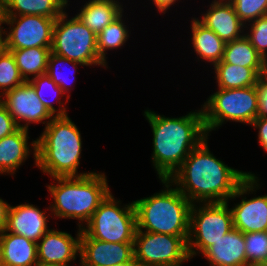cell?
I'll list each match as a JSON object with an SVG mask.
<instances>
[{
	"mask_svg": "<svg viewBox=\"0 0 267 266\" xmlns=\"http://www.w3.org/2000/svg\"><path fill=\"white\" fill-rule=\"evenodd\" d=\"M222 61L232 65L252 68L258 75L266 72V61L250 44L245 35L242 38L226 43Z\"/></svg>",
	"mask_w": 267,
	"mask_h": 266,
	"instance_id": "cell-24",
	"label": "cell"
},
{
	"mask_svg": "<svg viewBox=\"0 0 267 266\" xmlns=\"http://www.w3.org/2000/svg\"><path fill=\"white\" fill-rule=\"evenodd\" d=\"M188 236L136 231L134 259L141 266H182L191 261Z\"/></svg>",
	"mask_w": 267,
	"mask_h": 266,
	"instance_id": "cell-10",
	"label": "cell"
},
{
	"mask_svg": "<svg viewBox=\"0 0 267 266\" xmlns=\"http://www.w3.org/2000/svg\"><path fill=\"white\" fill-rule=\"evenodd\" d=\"M4 16L16 17L22 15H38L57 19L70 0H3Z\"/></svg>",
	"mask_w": 267,
	"mask_h": 266,
	"instance_id": "cell-23",
	"label": "cell"
},
{
	"mask_svg": "<svg viewBox=\"0 0 267 266\" xmlns=\"http://www.w3.org/2000/svg\"><path fill=\"white\" fill-rule=\"evenodd\" d=\"M0 101L6 106L18 128L29 130L30 124L39 123L46 126L53 118L27 81L6 92Z\"/></svg>",
	"mask_w": 267,
	"mask_h": 266,
	"instance_id": "cell-13",
	"label": "cell"
},
{
	"mask_svg": "<svg viewBox=\"0 0 267 266\" xmlns=\"http://www.w3.org/2000/svg\"><path fill=\"white\" fill-rule=\"evenodd\" d=\"M247 266L267 265V231L245 233Z\"/></svg>",
	"mask_w": 267,
	"mask_h": 266,
	"instance_id": "cell-31",
	"label": "cell"
},
{
	"mask_svg": "<svg viewBox=\"0 0 267 266\" xmlns=\"http://www.w3.org/2000/svg\"><path fill=\"white\" fill-rule=\"evenodd\" d=\"M255 88L258 95L257 117L267 118V71L258 76Z\"/></svg>",
	"mask_w": 267,
	"mask_h": 266,
	"instance_id": "cell-34",
	"label": "cell"
},
{
	"mask_svg": "<svg viewBox=\"0 0 267 266\" xmlns=\"http://www.w3.org/2000/svg\"><path fill=\"white\" fill-rule=\"evenodd\" d=\"M27 82L34 88L39 100L53 117L69 115L67 111L68 108H66V103H69L68 101H70L69 98L46 73L34 77ZM64 97L66 101L63 100ZM53 101L57 103V108L53 106Z\"/></svg>",
	"mask_w": 267,
	"mask_h": 266,
	"instance_id": "cell-26",
	"label": "cell"
},
{
	"mask_svg": "<svg viewBox=\"0 0 267 266\" xmlns=\"http://www.w3.org/2000/svg\"><path fill=\"white\" fill-rule=\"evenodd\" d=\"M18 129L13 117L9 114L6 106L0 101V139L8 136Z\"/></svg>",
	"mask_w": 267,
	"mask_h": 266,
	"instance_id": "cell-35",
	"label": "cell"
},
{
	"mask_svg": "<svg viewBox=\"0 0 267 266\" xmlns=\"http://www.w3.org/2000/svg\"><path fill=\"white\" fill-rule=\"evenodd\" d=\"M245 31L250 44L267 61V15L246 24Z\"/></svg>",
	"mask_w": 267,
	"mask_h": 266,
	"instance_id": "cell-32",
	"label": "cell"
},
{
	"mask_svg": "<svg viewBox=\"0 0 267 266\" xmlns=\"http://www.w3.org/2000/svg\"><path fill=\"white\" fill-rule=\"evenodd\" d=\"M82 230L93 239L112 243H134L137 216L134 202L123 203L110 192Z\"/></svg>",
	"mask_w": 267,
	"mask_h": 266,
	"instance_id": "cell-7",
	"label": "cell"
},
{
	"mask_svg": "<svg viewBox=\"0 0 267 266\" xmlns=\"http://www.w3.org/2000/svg\"><path fill=\"white\" fill-rule=\"evenodd\" d=\"M229 201L194 203L190 211L188 251L190 258L207 248L233 229Z\"/></svg>",
	"mask_w": 267,
	"mask_h": 266,
	"instance_id": "cell-9",
	"label": "cell"
},
{
	"mask_svg": "<svg viewBox=\"0 0 267 266\" xmlns=\"http://www.w3.org/2000/svg\"><path fill=\"white\" fill-rule=\"evenodd\" d=\"M240 20L246 25L267 15V0H228Z\"/></svg>",
	"mask_w": 267,
	"mask_h": 266,
	"instance_id": "cell-33",
	"label": "cell"
},
{
	"mask_svg": "<svg viewBox=\"0 0 267 266\" xmlns=\"http://www.w3.org/2000/svg\"><path fill=\"white\" fill-rule=\"evenodd\" d=\"M82 142L81 132L69 115L53 117L44 126L39 138H36V167L50 178L83 176L96 172H78Z\"/></svg>",
	"mask_w": 267,
	"mask_h": 266,
	"instance_id": "cell-4",
	"label": "cell"
},
{
	"mask_svg": "<svg viewBox=\"0 0 267 266\" xmlns=\"http://www.w3.org/2000/svg\"><path fill=\"white\" fill-rule=\"evenodd\" d=\"M65 10L53 29L51 53L83 64L86 67L108 68L97 50V35L85 26L76 15L70 17ZM71 18V19H70Z\"/></svg>",
	"mask_w": 267,
	"mask_h": 266,
	"instance_id": "cell-8",
	"label": "cell"
},
{
	"mask_svg": "<svg viewBox=\"0 0 267 266\" xmlns=\"http://www.w3.org/2000/svg\"><path fill=\"white\" fill-rule=\"evenodd\" d=\"M83 4L75 15L96 35L125 12L120 0H88Z\"/></svg>",
	"mask_w": 267,
	"mask_h": 266,
	"instance_id": "cell-22",
	"label": "cell"
},
{
	"mask_svg": "<svg viewBox=\"0 0 267 266\" xmlns=\"http://www.w3.org/2000/svg\"><path fill=\"white\" fill-rule=\"evenodd\" d=\"M66 65H71L70 69L68 71H64L66 68ZM65 66V67H64ZM67 66V67H68ZM77 66L85 67L83 64L72 61L70 59H67L65 57L59 56L54 53H50L48 58V65H47V72L46 74L53 80V82L58 85L61 90L66 94L67 97L70 99V93L71 90L74 89L72 86V83L74 85L75 81V73L77 70ZM67 69V68H66ZM74 71V72H73ZM73 72V73H72ZM72 75H70V74Z\"/></svg>",
	"mask_w": 267,
	"mask_h": 266,
	"instance_id": "cell-29",
	"label": "cell"
},
{
	"mask_svg": "<svg viewBox=\"0 0 267 266\" xmlns=\"http://www.w3.org/2000/svg\"><path fill=\"white\" fill-rule=\"evenodd\" d=\"M258 175H248L228 200L235 201L241 198V201L234 203L230 210L233 228L244 234L267 231V193L255 195L263 185ZM251 194H254L253 197L248 199Z\"/></svg>",
	"mask_w": 267,
	"mask_h": 266,
	"instance_id": "cell-11",
	"label": "cell"
},
{
	"mask_svg": "<svg viewBox=\"0 0 267 266\" xmlns=\"http://www.w3.org/2000/svg\"><path fill=\"white\" fill-rule=\"evenodd\" d=\"M191 46L193 47L196 61L210 63V67L219 63L223 58L226 43L211 29L203 25L197 17H191Z\"/></svg>",
	"mask_w": 267,
	"mask_h": 266,
	"instance_id": "cell-21",
	"label": "cell"
},
{
	"mask_svg": "<svg viewBox=\"0 0 267 266\" xmlns=\"http://www.w3.org/2000/svg\"><path fill=\"white\" fill-rule=\"evenodd\" d=\"M26 81L21 76L11 51L4 49L0 52V98L8 91L24 84Z\"/></svg>",
	"mask_w": 267,
	"mask_h": 266,
	"instance_id": "cell-30",
	"label": "cell"
},
{
	"mask_svg": "<svg viewBox=\"0 0 267 266\" xmlns=\"http://www.w3.org/2000/svg\"><path fill=\"white\" fill-rule=\"evenodd\" d=\"M201 255L209 266H247L244 233L233 228Z\"/></svg>",
	"mask_w": 267,
	"mask_h": 266,
	"instance_id": "cell-19",
	"label": "cell"
},
{
	"mask_svg": "<svg viewBox=\"0 0 267 266\" xmlns=\"http://www.w3.org/2000/svg\"><path fill=\"white\" fill-rule=\"evenodd\" d=\"M114 266H141V265L135 259H133L132 261L116 264Z\"/></svg>",
	"mask_w": 267,
	"mask_h": 266,
	"instance_id": "cell-40",
	"label": "cell"
},
{
	"mask_svg": "<svg viewBox=\"0 0 267 266\" xmlns=\"http://www.w3.org/2000/svg\"><path fill=\"white\" fill-rule=\"evenodd\" d=\"M46 210H49L48 214ZM50 217L52 218L49 206L42 211L31 203H21L16 206L10 204L5 230L37 243L50 229L48 226Z\"/></svg>",
	"mask_w": 267,
	"mask_h": 266,
	"instance_id": "cell-16",
	"label": "cell"
},
{
	"mask_svg": "<svg viewBox=\"0 0 267 266\" xmlns=\"http://www.w3.org/2000/svg\"><path fill=\"white\" fill-rule=\"evenodd\" d=\"M217 88L238 89L255 86L258 74L249 67H242L225 63L222 60L213 66Z\"/></svg>",
	"mask_w": 267,
	"mask_h": 266,
	"instance_id": "cell-25",
	"label": "cell"
},
{
	"mask_svg": "<svg viewBox=\"0 0 267 266\" xmlns=\"http://www.w3.org/2000/svg\"><path fill=\"white\" fill-rule=\"evenodd\" d=\"M207 8L206 12H201V16L197 19L215 32L225 43L244 36L245 24L228 0H212Z\"/></svg>",
	"mask_w": 267,
	"mask_h": 266,
	"instance_id": "cell-17",
	"label": "cell"
},
{
	"mask_svg": "<svg viewBox=\"0 0 267 266\" xmlns=\"http://www.w3.org/2000/svg\"><path fill=\"white\" fill-rule=\"evenodd\" d=\"M148 1L150 2L152 1L151 2L153 4L152 6H155L154 9L156 8L157 9L156 11L159 12V14L161 15L169 13L171 7L175 6L176 3L178 4V2L180 3V0H148Z\"/></svg>",
	"mask_w": 267,
	"mask_h": 266,
	"instance_id": "cell-37",
	"label": "cell"
},
{
	"mask_svg": "<svg viewBox=\"0 0 267 266\" xmlns=\"http://www.w3.org/2000/svg\"><path fill=\"white\" fill-rule=\"evenodd\" d=\"M0 266H2V263H1V248H0Z\"/></svg>",
	"mask_w": 267,
	"mask_h": 266,
	"instance_id": "cell-42",
	"label": "cell"
},
{
	"mask_svg": "<svg viewBox=\"0 0 267 266\" xmlns=\"http://www.w3.org/2000/svg\"><path fill=\"white\" fill-rule=\"evenodd\" d=\"M134 259V243L103 242L90 238L83 230L80 237V266H114Z\"/></svg>",
	"mask_w": 267,
	"mask_h": 266,
	"instance_id": "cell-15",
	"label": "cell"
},
{
	"mask_svg": "<svg viewBox=\"0 0 267 266\" xmlns=\"http://www.w3.org/2000/svg\"><path fill=\"white\" fill-rule=\"evenodd\" d=\"M29 130L18 128L12 134L0 139V175L15 176L23 163L33 155L36 167V139L29 141ZM29 141V142H28Z\"/></svg>",
	"mask_w": 267,
	"mask_h": 266,
	"instance_id": "cell-18",
	"label": "cell"
},
{
	"mask_svg": "<svg viewBox=\"0 0 267 266\" xmlns=\"http://www.w3.org/2000/svg\"><path fill=\"white\" fill-rule=\"evenodd\" d=\"M152 130V166L158 179H168L190 152L208 135L201 107L179 117L160 115L149 108L143 111Z\"/></svg>",
	"mask_w": 267,
	"mask_h": 266,
	"instance_id": "cell-2",
	"label": "cell"
},
{
	"mask_svg": "<svg viewBox=\"0 0 267 266\" xmlns=\"http://www.w3.org/2000/svg\"><path fill=\"white\" fill-rule=\"evenodd\" d=\"M159 181L162 190L133 201L137 231L188 236L192 203L168 179Z\"/></svg>",
	"mask_w": 267,
	"mask_h": 266,
	"instance_id": "cell-5",
	"label": "cell"
},
{
	"mask_svg": "<svg viewBox=\"0 0 267 266\" xmlns=\"http://www.w3.org/2000/svg\"><path fill=\"white\" fill-rule=\"evenodd\" d=\"M5 17H0V52L6 49Z\"/></svg>",
	"mask_w": 267,
	"mask_h": 266,
	"instance_id": "cell-39",
	"label": "cell"
},
{
	"mask_svg": "<svg viewBox=\"0 0 267 266\" xmlns=\"http://www.w3.org/2000/svg\"><path fill=\"white\" fill-rule=\"evenodd\" d=\"M0 17H5L4 16V1L0 0Z\"/></svg>",
	"mask_w": 267,
	"mask_h": 266,
	"instance_id": "cell-41",
	"label": "cell"
},
{
	"mask_svg": "<svg viewBox=\"0 0 267 266\" xmlns=\"http://www.w3.org/2000/svg\"><path fill=\"white\" fill-rule=\"evenodd\" d=\"M13 54L16 65L25 81L47 72L51 48H27L8 50Z\"/></svg>",
	"mask_w": 267,
	"mask_h": 266,
	"instance_id": "cell-27",
	"label": "cell"
},
{
	"mask_svg": "<svg viewBox=\"0 0 267 266\" xmlns=\"http://www.w3.org/2000/svg\"><path fill=\"white\" fill-rule=\"evenodd\" d=\"M207 136L168 180L192 203L226 202L252 171L228 166L214 156Z\"/></svg>",
	"mask_w": 267,
	"mask_h": 266,
	"instance_id": "cell-1",
	"label": "cell"
},
{
	"mask_svg": "<svg viewBox=\"0 0 267 266\" xmlns=\"http://www.w3.org/2000/svg\"><path fill=\"white\" fill-rule=\"evenodd\" d=\"M124 15L125 14L123 12L117 19H115L97 35V50L99 57L107 65V52L109 50L113 51L122 49L121 47H124L130 38L129 35H131V31L129 29V25H126L127 19Z\"/></svg>",
	"mask_w": 267,
	"mask_h": 266,
	"instance_id": "cell-28",
	"label": "cell"
},
{
	"mask_svg": "<svg viewBox=\"0 0 267 266\" xmlns=\"http://www.w3.org/2000/svg\"><path fill=\"white\" fill-rule=\"evenodd\" d=\"M250 126L254 128V130H258L257 133V140L262 147L263 151H266L267 153V118L263 117H257L251 124Z\"/></svg>",
	"mask_w": 267,
	"mask_h": 266,
	"instance_id": "cell-36",
	"label": "cell"
},
{
	"mask_svg": "<svg viewBox=\"0 0 267 266\" xmlns=\"http://www.w3.org/2000/svg\"><path fill=\"white\" fill-rule=\"evenodd\" d=\"M55 22L38 15L5 17L6 49L51 48Z\"/></svg>",
	"mask_w": 267,
	"mask_h": 266,
	"instance_id": "cell-12",
	"label": "cell"
},
{
	"mask_svg": "<svg viewBox=\"0 0 267 266\" xmlns=\"http://www.w3.org/2000/svg\"><path fill=\"white\" fill-rule=\"evenodd\" d=\"M9 206L10 204L0 197V233L6 228Z\"/></svg>",
	"mask_w": 267,
	"mask_h": 266,
	"instance_id": "cell-38",
	"label": "cell"
},
{
	"mask_svg": "<svg viewBox=\"0 0 267 266\" xmlns=\"http://www.w3.org/2000/svg\"><path fill=\"white\" fill-rule=\"evenodd\" d=\"M46 185L51 200L49 208L52 219L77 220L82 229L91 219L100 203L111 192L105 172L89 175L54 177Z\"/></svg>",
	"mask_w": 267,
	"mask_h": 266,
	"instance_id": "cell-3",
	"label": "cell"
},
{
	"mask_svg": "<svg viewBox=\"0 0 267 266\" xmlns=\"http://www.w3.org/2000/svg\"><path fill=\"white\" fill-rule=\"evenodd\" d=\"M209 95L201 105L206 133L211 135L227 122L250 125L258 113V95L255 86L238 89H220Z\"/></svg>",
	"mask_w": 267,
	"mask_h": 266,
	"instance_id": "cell-6",
	"label": "cell"
},
{
	"mask_svg": "<svg viewBox=\"0 0 267 266\" xmlns=\"http://www.w3.org/2000/svg\"><path fill=\"white\" fill-rule=\"evenodd\" d=\"M2 266H38L37 243L4 230L0 233Z\"/></svg>",
	"mask_w": 267,
	"mask_h": 266,
	"instance_id": "cell-20",
	"label": "cell"
},
{
	"mask_svg": "<svg viewBox=\"0 0 267 266\" xmlns=\"http://www.w3.org/2000/svg\"><path fill=\"white\" fill-rule=\"evenodd\" d=\"M77 229L73 237L67 231L50 228L37 242L38 266H62L75 263L80 253L82 233V229Z\"/></svg>",
	"mask_w": 267,
	"mask_h": 266,
	"instance_id": "cell-14",
	"label": "cell"
}]
</instances>
